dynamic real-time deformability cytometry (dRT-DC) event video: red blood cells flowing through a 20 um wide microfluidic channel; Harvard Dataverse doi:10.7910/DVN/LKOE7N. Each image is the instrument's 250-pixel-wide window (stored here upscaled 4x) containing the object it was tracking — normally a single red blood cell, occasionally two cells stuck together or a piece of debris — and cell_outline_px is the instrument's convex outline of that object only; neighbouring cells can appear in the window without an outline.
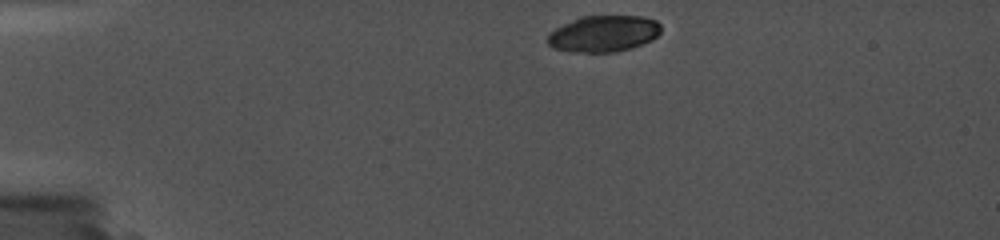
{"species": "common noctule bat (a hibernating species)", "species_latin": "Nyctalus noctula", "temperature_condition": "cold", "stored_images_in_passage": 6, "camera_frame_rate_fps": 5000, "um_per_image_px": 0.085, "animal": {"sex": "female", "body_mass_g": 19.0, "forearm_length_mm": 56.7}, "frame": {"image": 1, "passage_image": 1, "time_ms": 0.0, "image_size_px": [1000, 240], "cell_outline_px": [[660, 32], [652, 40], [632, 48], [612, 52], [572, 52], [552, 48], [548, 44], [548, 36], [556, 28], [580, 16], [644, 16], [656, 20], [660, 24]], "centroid_in_image_um": [51.32, 2.86], "position_along_channel_um": 33.7, "area_um2": 23.99}}